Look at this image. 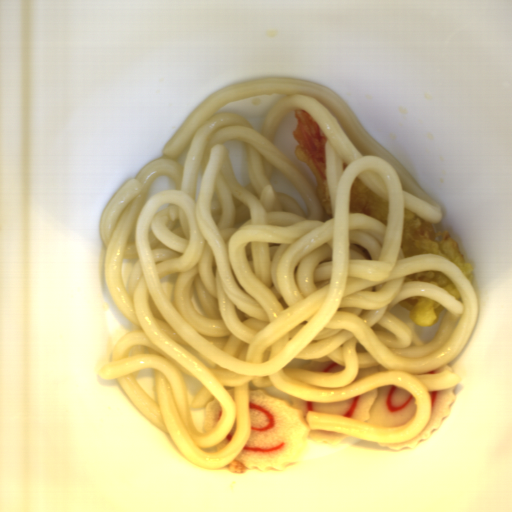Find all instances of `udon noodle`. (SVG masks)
Returning a JSON list of instances; mask_svg holds the SVG:
<instances>
[{"label":"udon noodle","instance_id":"1","mask_svg":"<svg viewBox=\"0 0 512 512\" xmlns=\"http://www.w3.org/2000/svg\"><path fill=\"white\" fill-rule=\"evenodd\" d=\"M287 94L270 109L262 133L222 106L263 93ZM305 109L324 131L334 217L321 209L316 186L272 142L286 115ZM245 143L251 182L237 181L223 144ZM274 167L308 206L276 191ZM160 175L175 190L146 200ZM389 199L388 226L350 214L355 178ZM405 208L434 226L439 204L360 123L332 89L298 78L262 77L218 89L187 116L162 149L110 198L99 228L106 247L104 281L122 315L133 323L98 374L117 380L131 402L169 435L195 465L219 470L242 452L251 430L250 388L290 400L338 402L383 386L408 391L411 419L381 427L309 411L308 429L373 443H401L421 433L432 416L430 392L458 386L455 372L426 373L450 364L479 319L473 283L447 258L405 257ZM440 271L462 303L443 288L405 282L406 275ZM427 296L444 308L419 326L400 302ZM334 361L335 373L301 369ZM387 371L353 382L358 368ZM152 369L154 400L135 375ZM183 374L202 386L187 400ZM353 382V383H352ZM217 398L219 423L203 428L206 404ZM232 441L216 452L231 431Z\"/></svg>","mask_w":512,"mask_h":512}]
</instances>
